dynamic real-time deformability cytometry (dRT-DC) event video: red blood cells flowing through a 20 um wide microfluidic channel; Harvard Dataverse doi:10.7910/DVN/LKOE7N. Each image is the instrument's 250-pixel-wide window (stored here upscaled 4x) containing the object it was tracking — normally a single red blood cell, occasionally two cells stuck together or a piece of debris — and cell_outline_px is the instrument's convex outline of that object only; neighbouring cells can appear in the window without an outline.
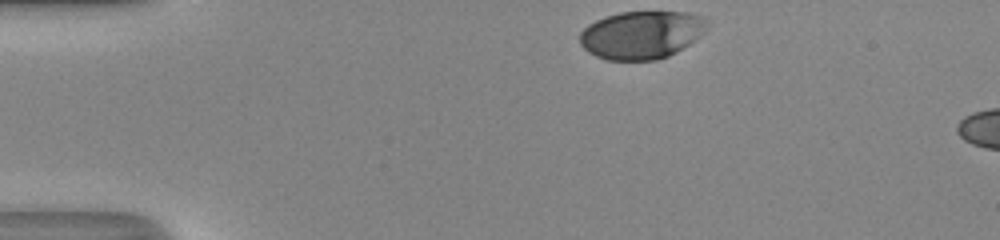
{"species": "human", "species_latin": "Homo sapiens", "temperature_condition": "room temperature", "stored_images_in_passage": 6, "camera_frame_rate_fps": 3000, "um_per_image_px": 0.085, "donor": {"sex": "male"}, "frame": {"image": 1, "passage_image": 1, "time_ms": 0.0, "image_size_px": [1000, 240], "cell_outline_px": [[708, 20], [704, 32], [700, 36], [676, 52], [668, 56], [656, 60], [608, 60], [596, 56], [588, 52], [580, 44], [580, 32], [588, 24], [604, 16], [620, 12], [688, 12], [700, 16]], "centroid_in_image_um": [54.5, 2.96], "position_along_channel_um": 30.5, "area_um2": 35.55}}